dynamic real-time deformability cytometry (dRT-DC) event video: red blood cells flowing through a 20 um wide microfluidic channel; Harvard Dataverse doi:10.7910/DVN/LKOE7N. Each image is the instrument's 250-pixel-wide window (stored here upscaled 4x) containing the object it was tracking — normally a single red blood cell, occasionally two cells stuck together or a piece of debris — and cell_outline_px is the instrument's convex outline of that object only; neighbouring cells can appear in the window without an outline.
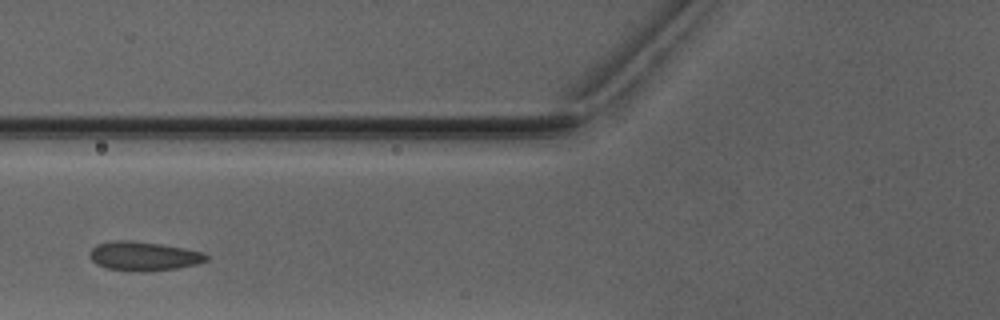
{"species": "Egyptian fruit bat (a non-hibernating species)", "species_latin": "Rousettus aegyptiacus", "temperature_condition": "warm", "stored_images_in_passage": 3, "camera_frame_rate_fps": 3000, "um_per_image_px": 0.085, "animal": {"sex": "male"}, "frame": {"image": 1, "passage_image": 2, "time_ms": 1.333, "image_size_px": [1000, 320], "cell_outline_px": [[208, 260], [196, 264], [180, 268], [144, 272], [128, 272], [108, 268], [96, 264], [88, 256], [88, 252], [96, 244], [116, 240], [128, 240], [160, 244], [184, 248], [204, 252], [208, 256]], "centroid_in_image_um": [12.19, 21.78], "position_along_channel_um": 113.6, "area_um2": 20.06}}
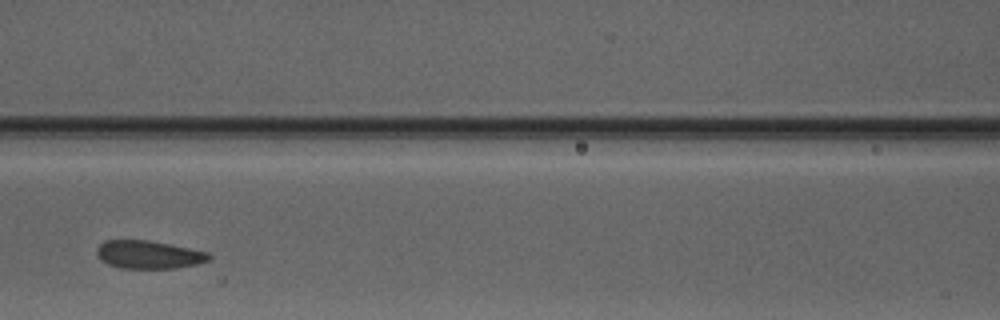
{"frame": {"image": 2, "passage_image": 3, "time_ms": 2.333, "image_size_px": [1000, 320], "cell_outline_px": [[212, 256], [208, 260], [196, 264], [176, 268], [120, 268], [108, 264], [96, 256], [96, 248], [104, 240], [148, 240], [208, 252]], "centroid_in_image_um": [12.6, 21.64], "position_along_channel_um": 154.0, "area_um2": 18.26}}